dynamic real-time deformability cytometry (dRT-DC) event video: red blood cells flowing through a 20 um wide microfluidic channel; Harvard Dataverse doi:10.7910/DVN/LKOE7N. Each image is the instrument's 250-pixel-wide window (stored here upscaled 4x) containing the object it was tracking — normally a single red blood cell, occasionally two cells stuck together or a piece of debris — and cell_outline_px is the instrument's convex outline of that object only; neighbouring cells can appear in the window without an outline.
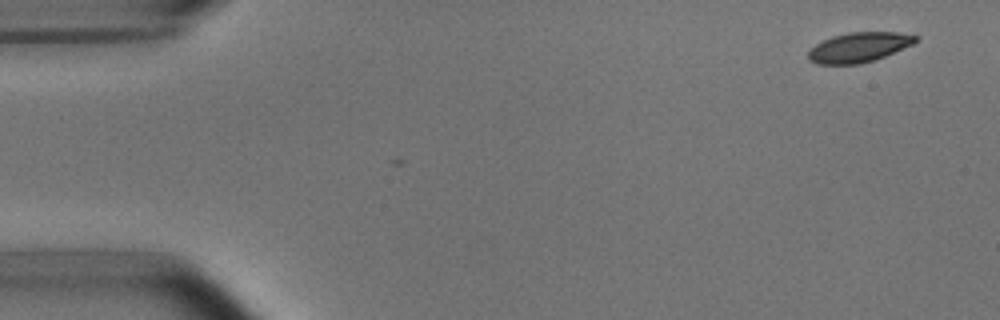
{"species": "common noctule bat (a hibernating species)", "species_latin": "Nyctalus noctula", "temperature_condition": "room temperature", "stored_images_in_passage": 51, "camera_frame_rate_fps": 3000, "um_per_image_px": 0.085, "animal": {"sex": "male", "body_mass_g": 15.6}, "frame": {"image": 1, "passage_image": 1, "time_ms": 0.0, "image_size_px": [1000, 320], "cell_outline_px": [[920, 40], [912, 44], [884, 56], [860, 64], [816, 64], [808, 60], [808, 52], [816, 44], [832, 36], [848, 32], [896, 32], [920, 36]], "centroid_in_image_um": [73.01, 4.01], "position_along_channel_um": 12.0, "area_um2": 18.55}}
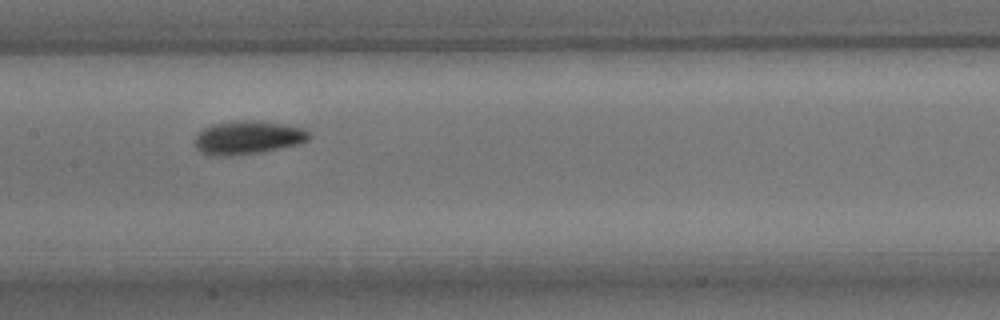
{"frame": {"image": 2, "passage_image": 24, "time_ms": 7.667, "image_size_px": [1000, 320], "cell_outline_px": [[312, 136], [308, 140], [300, 144], [260, 152], [228, 156], [212, 156], [200, 152], [196, 148], [196, 136], [204, 128], [212, 124], [236, 120], [252, 120], [280, 124], [304, 128]], "centroid_in_image_um": [21.07, 11.7], "position_along_channel_um": 186.3, "area_um2": 22.2}}
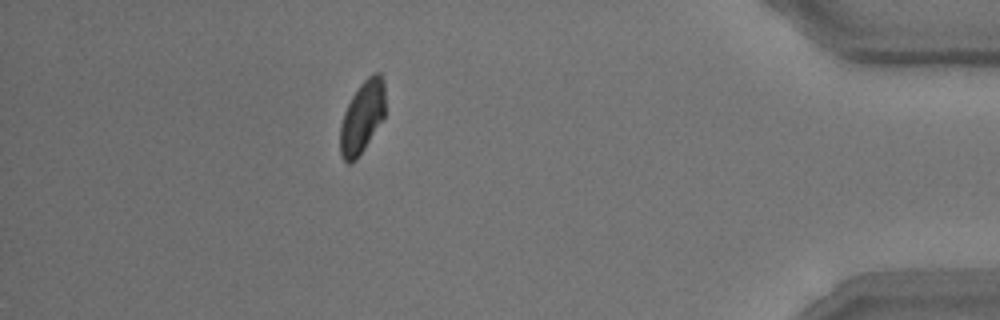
{"frame": {"image": 3, "passage_image": 45, "time_ms": 14.667, "image_size_px": [1000, 320], "cell_outline_px": [[384, 116], [364, 148], [356, 160], [348, 164], [344, 160], [340, 152], [340, 128], [344, 112], [352, 96], [360, 84], [372, 72], [380, 72], [384, 80]], "centroid_in_image_um": [30.78, 9.92], "position_along_channel_um": 404.4, "area_um2": 18.73}, "authors_computed_cell_mechanics": {"area_um2": 20.1722, "velocity_mm_per_s": 3.7779, "shape_relaxation_time_tau1_ms": 4.0481, "shape_relaxation_time_tau2_ms": 3.2401, "deformation_change_tau1": 0.1391, "deformation_change_tau2": 0.0751}}